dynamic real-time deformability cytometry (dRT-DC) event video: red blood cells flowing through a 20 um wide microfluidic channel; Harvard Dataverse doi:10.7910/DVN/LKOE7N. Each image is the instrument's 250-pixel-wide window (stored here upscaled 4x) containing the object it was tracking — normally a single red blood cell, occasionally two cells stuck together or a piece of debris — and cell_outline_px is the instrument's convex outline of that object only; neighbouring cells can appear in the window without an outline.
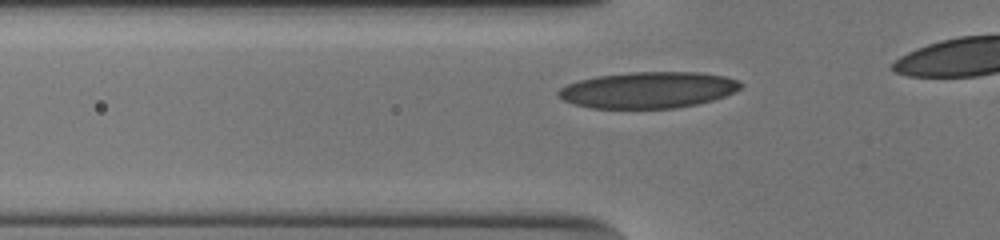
{"species": "human", "species_latin": "Homo sapiens", "temperature_condition": "cold", "stored_images_in_passage": 21, "camera_frame_rate_fps": 3000, "um_per_image_px": 0.085, "donor": {"sex": "male"}, "frame": {"image": 1, "passage_image": 5, "time_ms": 1.333, "image_size_px": [1000, 240], "cell_outline_px": [[744, 84], [740, 88], [724, 96], [712, 100], [696, 104], [676, 108], [592, 108], [576, 104], [564, 100], [556, 96], [556, 92], [560, 88], [568, 84], [580, 80], [596, 76], [632, 72], [700, 72], [724, 76], [740, 80]], "centroid_in_image_um": [55.1, 7.64], "position_along_channel_um": 70.7, "area_um2": 38.49}}
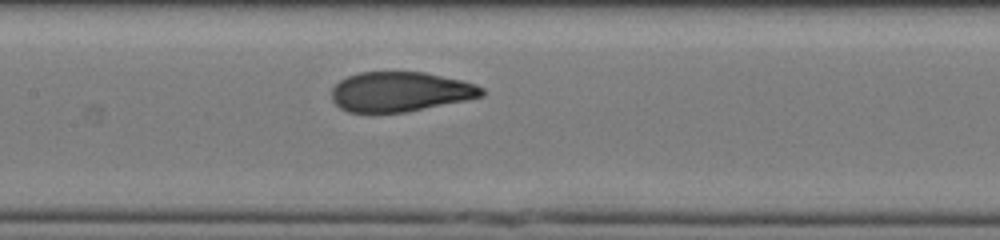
{"frame": {"image": 2, "passage_image": 13, "time_ms": 4.0, "image_size_px": [1000, 240], "cell_outline_px": [[484, 96], [404, 112], [348, 112], [340, 108], [332, 100], [332, 88], [340, 80], [348, 76], [360, 72], [424, 72], [460, 80], [476, 84], [484, 88]], "centroid_in_image_um": [34.0, 7.79], "position_along_channel_um": 173.4, "area_um2": 34.51}}
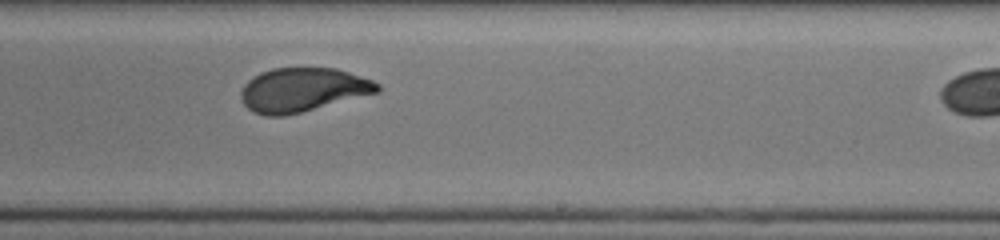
{"frame": {"image": 3, "passage_image": 20, "time_ms": 6.333, "image_size_px": [1000, 240], "cell_outline_px": [[380, 92], [284, 116], [264, 116], [252, 112], [244, 104], [240, 96], [240, 92], [244, 84], [252, 76], [260, 72], [272, 68], [336, 68], [372, 80], [380, 84]], "centroid_in_image_um": [25.7, 7.63], "position_along_channel_um": 263.3, "area_um2": 34.97}}